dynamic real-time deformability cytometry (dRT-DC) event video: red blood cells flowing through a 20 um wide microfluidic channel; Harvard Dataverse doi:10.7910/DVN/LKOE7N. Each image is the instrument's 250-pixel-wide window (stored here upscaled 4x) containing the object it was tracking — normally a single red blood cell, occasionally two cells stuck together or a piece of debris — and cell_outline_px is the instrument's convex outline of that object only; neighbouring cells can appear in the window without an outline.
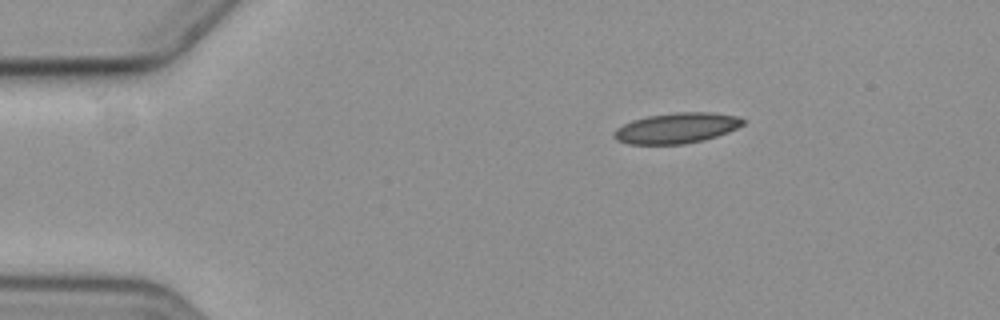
{"species": "common noctule bat (a hibernating species)", "species_latin": "Nyctalus noctula", "temperature_condition": "cold", "stored_images_in_passage": 3, "camera_frame_rate_fps": 3000, "um_per_image_px": 0.085, "animal": {"sex": "female", "body_mass_g": 19.3, "forearm_length_mm": 54.1}, "frame": {"image": 1, "passage_image": 1, "time_ms": 0.0, "image_size_px": [1000, 320], "cell_outline_px": [[748, 120], [744, 124], [728, 132], [704, 140], [684, 144], [628, 144], [616, 140], [612, 136], [612, 132], [616, 128], [632, 120], [648, 116], [676, 112], [708, 112], [736, 116]], "centroid_in_image_um": [57.49, 10.89], "position_along_channel_um": 27.5, "area_um2": 23.0}}